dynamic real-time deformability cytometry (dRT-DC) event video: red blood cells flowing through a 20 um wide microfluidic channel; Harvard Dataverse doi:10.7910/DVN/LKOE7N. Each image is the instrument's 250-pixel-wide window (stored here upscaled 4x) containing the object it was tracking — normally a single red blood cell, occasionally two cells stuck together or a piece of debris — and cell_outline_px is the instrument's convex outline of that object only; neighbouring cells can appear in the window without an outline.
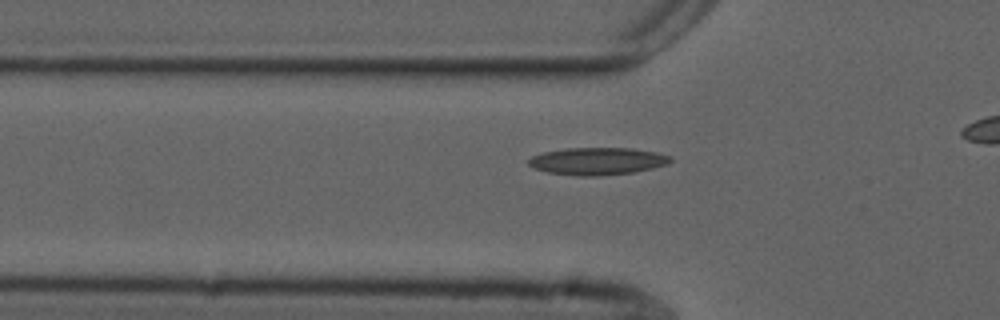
{"species": "common noctule bat (a hibernating species)", "species_latin": "Nyctalus noctula", "temperature_condition": "cold", "stored_images_in_passage": 40, "camera_frame_rate_fps": 3000, "um_per_image_px": 0.085, "animal": {"sex": "male", "forearm_length_mm": 52.5}, "frame": {"image": 1, "passage_image": 14, "time_ms": 4.333, "image_size_px": [1000, 320], "cell_outline_px": [[672, 160], [668, 164], [652, 168], [632, 172], [600, 176], [576, 176], [548, 172], [536, 168], [528, 164], [528, 160], [532, 156], [544, 152], [564, 148], [632, 148], [656, 152], [672, 156]], "centroid_in_image_um": [50.8, 13.69], "position_along_channel_um": 75.0, "area_um2": 22.6}}
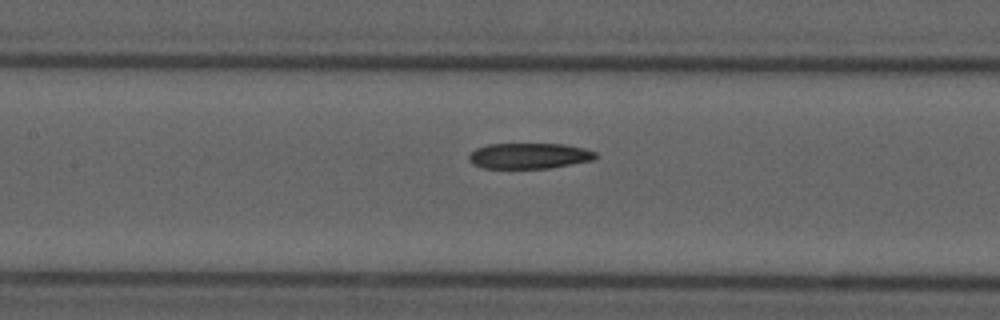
{"frame": {"image": 2, "passage_image": 21, "time_ms": 6.667, "image_size_px": [1000, 320], "cell_outline_px": [[600, 156], [592, 160], [572, 164], [548, 168], [484, 168], [472, 164], [468, 160], [468, 156], [476, 148], [488, 144], [568, 144], [584, 148], [596, 152]], "centroid_in_image_um": [45.0, 13.24], "position_along_channel_um": 162.4, "area_um2": 19.07}}
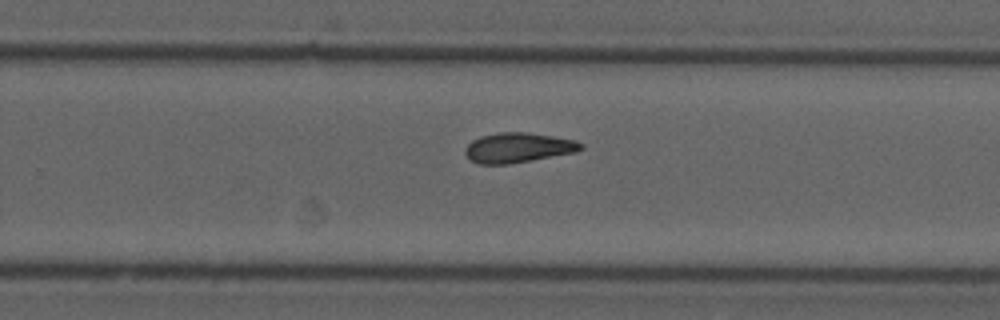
{"frame": {"image": 3, "passage_image": 31, "time_ms": 10.0, "image_size_px": [1000, 320], "cell_outline_px": [[584, 148], [576, 152], [508, 164], [476, 164], [468, 160], [464, 152], [464, 148], [472, 140], [480, 136], [500, 132], [528, 132], [576, 140], [584, 144]], "centroid_in_image_um": [44.01, 12.55], "position_along_channel_um": 285.8, "area_um2": 20.35}}